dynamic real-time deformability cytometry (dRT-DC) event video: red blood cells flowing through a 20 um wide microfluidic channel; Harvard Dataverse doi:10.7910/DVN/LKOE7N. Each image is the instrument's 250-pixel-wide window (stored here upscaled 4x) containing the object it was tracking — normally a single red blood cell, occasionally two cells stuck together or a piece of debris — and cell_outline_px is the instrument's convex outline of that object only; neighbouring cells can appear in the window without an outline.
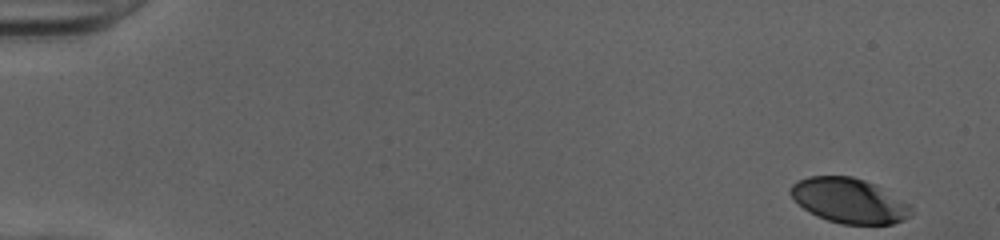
{"species": "human", "species_latin": "Homo sapiens", "temperature_condition": "cold", "stored_images_in_passage": 46, "camera_frame_rate_fps": 3000, "um_per_image_px": 0.085, "donor": {"sex": "female"}, "frame": {"image": 1, "passage_image": 1, "time_ms": 0.0, "image_size_px": [1000, 240], "cell_outline_px": [[912, 212], [904, 220], [892, 224], [840, 224], [816, 216], [804, 208], [788, 192], [792, 184], [796, 180], [808, 176], [852, 176], [876, 184], [912, 204]], "centroid_in_image_um": [72.2, 17.04], "position_along_channel_um": 12.8, "area_um2": 31.79}}
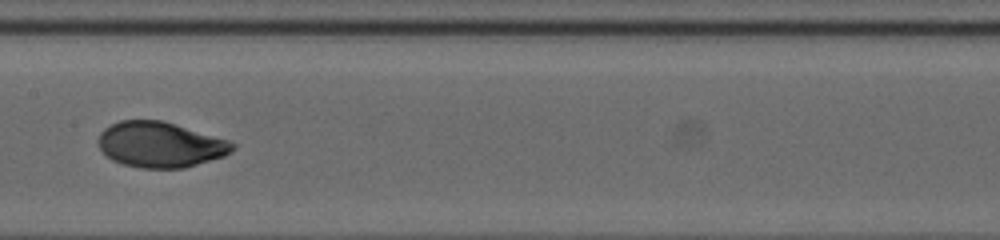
{"frame": {"image": 2, "passage_image": 26, "time_ms": 8.333, "image_size_px": [1000, 240], "cell_outline_px": [[236, 148], [232, 152], [224, 156], [184, 168], [140, 168], [124, 164], [112, 160], [100, 148], [100, 132], [104, 128], [120, 120], [160, 120], [228, 140], [236, 144]], "centroid_in_image_um": [13.64, 12.3], "position_along_channel_um": 193.8, "area_um2": 35.2}}
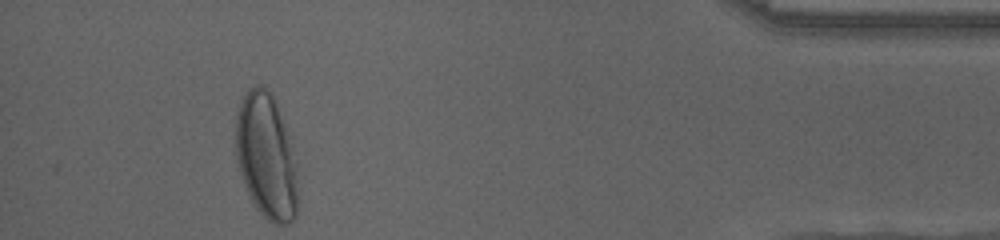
{"frame": {"image": 3, "passage_image": 46, "time_ms": 15.0, "image_size_px": [1000, 240], "cell_outline_px": [[296, 216], [288, 224], [272, 224], [252, 204], [244, 184], [240, 172], [236, 156], [236, 116], [240, 104], [248, 88], [256, 84], [264, 84], [272, 92], [276, 100], [292, 148], [296, 164]], "centroid_in_image_um": [22.62, 13.26], "position_along_channel_um": 412.6, "area_um2": 45.37}, "authors_computed_cell_mechanics": {"area_um2": 35.3158, "velocity_mm_per_s": 4.043, "shape_relaxation_time_tau1_ms": 3.3014, "shape_relaxation_time_tau2_ms": null, "deformation_change_tau1": 0.1779, "deformation_change_tau2": null}}